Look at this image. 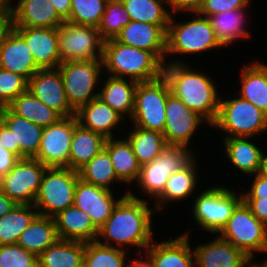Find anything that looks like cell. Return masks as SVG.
Wrapping results in <instances>:
<instances>
[{"instance_id": "cell-1", "label": "cell", "mask_w": 267, "mask_h": 267, "mask_svg": "<svg viewBox=\"0 0 267 267\" xmlns=\"http://www.w3.org/2000/svg\"><path fill=\"white\" fill-rule=\"evenodd\" d=\"M136 194L132 187L129 195L117 203L107 221L98 228L96 241L126 251L135 247L139 256L155 239L152 224L156 211L147 199Z\"/></svg>"}, {"instance_id": "cell-2", "label": "cell", "mask_w": 267, "mask_h": 267, "mask_svg": "<svg viewBox=\"0 0 267 267\" xmlns=\"http://www.w3.org/2000/svg\"><path fill=\"white\" fill-rule=\"evenodd\" d=\"M189 63L164 64L163 76L171 93L200 115L210 128L217 118L222 94H219L214 78L204 70H194Z\"/></svg>"}, {"instance_id": "cell-3", "label": "cell", "mask_w": 267, "mask_h": 267, "mask_svg": "<svg viewBox=\"0 0 267 267\" xmlns=\"http://www.w3.org/2000/svg\"><path fill=\"white\" fill-rule=\"evenodd\" d=\"M188 14H191L192 17L187 21L180 22L179 19L176 21V14L170 18L166 34L165 64L186 63L188 60L185 61L183 56H199V54L202 56L203 52L205 54L211 50L217 51V49L223 48L215 37L208 17L197 12ZM178 54L179 57L182 56L183 60L179 59ZM171 55L178 58L168 61L167 57Z\"/></svg>"}, {"instance_id": "cell-4", "label": "cell", "mask_w": 267, "mask_h": 267, "mask_svg": "<svg viewBox=\"0 0 267 267\" xmlns=\"http://www.w3.org/2000/svg\"><path fill=\"white\" fill-rule=\"evenodd\" d=\"M103 71L109 76L148 82L163 76L164 63L150 51L122 44L115 39L104 41Z\"/></svg>"}, {"instance_id": "cell-5", "label": "cell", "mask_w": 267, "mask_h": 267, "mask_svg": "<svg viewBox=\"0 0 267 267\" xmlns=\"http://www.w3.org/2000/svg\"><path fill=\"white\" fill-rule=\"evenodd\" d=\"M226 186H205L191 201L192 219L204 233L219 234L227 224L236 206L242 201V193ZM236 192V193H235ZM195 197V198H194Z\"/></svg>"}, {"instance_id": "cell-6", "label": "cell", "mask_w": 267, "mask_h": 267, "mask_svg": "<svg viewBox=\"0 0 267 267\" xmlns=\"http://www.w3.org/2000/svg\"><path fill=\"white\" fill-rule=\"evenodd\" d=\"M210 127L221 131L220 137L223 138L258 139L262 133L267 135V115L239 95L232 99L228 97L223 99V96H220L218 115Z\"/></svg>"}, {"instance_id": "cell-7", "label": "cell", "mask_w": 267, "mask_h": 267, "mask_svg": "<svg viewBox=\"0 0 267 267\" xmlns=\"http://www.w3.org/2000/svg\"><path fill=\"white\" fill-rule=\"evenodd\" d=\"M79 172L67 167H47L43 173L34 207L39 215L54 217L74 205Z\"/></svg>"}, {"instance_id": "cell-8", "label": "cell", "mask_w": 267, "mask_h": 267, "mask_svg": "<svg viewBox=\"0 0 267 267\" xmlns=\"http://www.w3.org/2000/svg\"><path fill=\"white\" fill-rule=\"evenodd\" d=\"M219 236L255 260V263L256 254H267V226L259 221L243 200L236 206Z\"/></svg>"}, {"instance_id": "cell-9", "label": "cell", "mask_w": 267, "mask_h": 267, "mask_svg": "<svg viewBox=\"0 0 267 267\" xmlns=\"http://www.w3.org/2000/svg\"><path fill=\"white\" fill-rule=\"evenodd\" d=\"M62 76L70 106L77 111L99 96L103 71L102 59L62 62L57 68ZM98 90V91H97Z\"/></svg>"}, {"instance_id": "cell-10", "label": "cell", "mask_w": 267, "mask_h": 267, "mask_svg": "<svg viewBox=\"0 0 267 267\" xmlns=\"http://www.w3.org/2000/svg\"><path fill=\"white\" fill-rule=\"evenodd\" d=\"M171 94L164 76L159 79L137 83L134 110L129 121L139 128L164 132L166 103Z\"/></svg>"}, {"instance_id": "cell-11", "label": "cell", "mask_w": 267, "mask_h": 267, "mask_svg": "<svg viewBox=\"0 0 267 267\" xmlns=\"http://www.w3.org/2000/svg\"><path fill=\"white\" fill-rule=\"evenodd\" d=\"M194 149L183 146L167 145L152 162L141 166L140 175L135 183L137 192H143L147 200L156 199L164 190L171 174L185 167L195 156ZM150 198V199H149Z\"/></svg>"}, {"instance_id": "cell-12", "label": "cell", "mask_w": 267, "mask_h": 267, "mask_svg": "<svg viewBox=\"0 0 267 267\" xmlns=\"http://www.w3.org/2000/svg\"><path fill=\"white\" fill-rule=\"evenodd\" d=\"M58 49L61 63L103 59L104 40L96 27L64 21L58 27Z\"/></svg>"}, {"instance_id": "cell-13", "label": "cell", "mask_w": 267, "mask_h": 267, "mask_svg": "<svg viewBox=\"0 0 267 267\" xmlns=\"http://www.w3.org/2000/svg\"><path fill=\"white\" fill-rule=\"evenodd\" d=\"M46 168L35 158H21L2 176L1 190L17 205H33Z\"/></svg>"}, {"instance_id": "cell-14", "label": "cell", "mask_w": 267, "mask_h": 267, "mask_svg": "<svg viewBox=\"0 0 267 267\" xmlns=\"http://www.w3.org/2000/svg\"><path fill=\"white\" fill-rule=\"evenodd\" d=\"M77 123L76 116L72 115L62 117L56 123L44 127L35 159L46 167L69 168L71 140Z\"/></svg>"}, {"instance_id": "cell-15", "label": "cell", "mask_w": 267, "mask_h": 267, "mask_svg": "<svg viewBox=\"0 0 267 267\" xmlns=\"http://www.w3.org/2000/svg\"><path fill=\"white\" fill-rule=\"evenodd\" d=\"M166 124L164 138L167 145L183 146L188 149L193 143L192 139L201 124L206 127L208 123L195 111L189 109L179 98L172 93L166 103ZM192 142V143H191Z\"/></svg>"}, {"instance_id": "cell-16", "label": "cell", "mask_w": 267, "mask_h": 267, "mask_svg": "<svg viewBox=\"0 0 267 267\" xmlns=\"http://www.w3.org/2000/svg\"><path fill=\"white\" fill-rule=\"evenodd\" d=\"M113 192L79 178L75 189L74 206L87 213L93 224L100 228L107 221L117 203L124 196L129 195V191H126L116 197V192Z\"/></svg>"}, {"instance_id": "cell-17", "label": "cell", "mask_w": 267, "mask_h": 267, "mask_svg": "<svg viewBox=\"0 0 267 267\" xmlns=\"http://www.w3.org/2000/svg\"><path fill=\"white\" fill-rule=\"evenodd\" d=\"M190 230L187 228V231L170 240L168 238L159 242L154 239L143 255L152 267H195Z\"/></svg>"}, {"instance_id": "cell-18", "label": "cell", "mask_w": 267, "mask_h": 267, "mask_svg": "<svg viewBox=\"0 0 267 267\" xmlns=\"http://www.w3.org/2000/svg\"><path fill=\"white\" fill-rule=\"evenodd\" d=\"M27 89L61 117L75 115L64 90L58 69L38 70L29 80Z\"/></svg>"}, {"instance_id": "cell-19", "label": "cell", "mask_w": 267, "mask_h": 267, "mask_svg": "<svg viewBox=\"0 0 267 267\" xmlns=\"http://www.w3.org/2000/svg\"><path fill=\"white\" fill-rule=\"evenodd\" d=\"M195 267H252L255 261L218 234L206 243L193 246Z\"/></svg>"}, {"instance_id": "cell-20", "label": "cell", "mask_w": 267, "mask_h": 267, "mask_svg": "<svg viewBox=\"0 0 267 267\" xmlns=\"http://www.w3.org/2000/svg\"><path fill=\"white\" fill-rule=\"evenodd\" d=\"M8 8L12 28H58L65 20L50 0H16Z\"/></svg>"}, {"instance_id": "cell-21", "label": "cell", "mask_w": 267, "mask_h": 267, "mask_svg": "<svg viewBox=\"0 0 267 267\" xmlns=\"http://www.w3.org/2000/svg\"><path fill=\"white\" fill-rule=\"evenodd\" d=\"M168 25H154L130 21L115 38L116 41L138 49L153 52L164 64Z\"/></svg>"}, {"instance_id": "cell-22", "label": "cell", "mask_w": 267, "mask_h": 267, "mask_svg": "<svg viewBox=\"0 0 267 267\" xmlns=\"http://www.w3.org/2000/svg\"><path fill=\"white\" fill-rule=\"evenodd\" d=\"M27 43L40 70L57 69L61 64L58 28H13Z\"/></svg>"}, {"instance_id": "cell-23", "label": "cell", "mask_w": 267, "mask_h": 267, "mask_svg": "<svg viewBox=\"0 0 267 267\" xmlns=\"http://www.w3.org/2000/svg\"><path fill=\"white\" fill-rule=\"evenodd\" d=\"M197 161L195 156L185 167L169 176L163 192L152 201L156 213L165 209V206L168 207V203L170 205L174 202L180 203L182 200L192 199L193 194L194 196L197 194L196 189L200 184L199 180L202 181L198 172L200 169H197L201 165H198Z\"/></svg>"}, {"instance_id": "cell-24", "label": "cell", "mask_w": 267, "mask_h": 267, "mask_svg": "<svg viewBox=\"0 0 267 267\" xmlns=\"http://www.w3.org/2000/svg\"><path fill=\"white\" fill-rule=\"evenodd\" d=\"M75 116L82 127L100 133L106 138L117 137L118 134L121 135L120 130L116 129L121 126L120 129L123 132V129L127 127H122L126 120L99 97L81 106L75 112Z\"/></svg>"}, {"instance_id": "cell-25", "label": "cell", "mask_w": 267, "mask_h": 267, "mask_svg": "<svg viewBox=\"0 0 267 267\" xmlns=\"http://www.w3.org/2000/svg\"><path fill=\"white\" fill-rule=\"evenodd\" d=\"M0 68L19 74L27 81L40 70L26 41L12 27L0 46Z\"/></svg>"}, {"instance_id": "cell-26", "label": "cell", "mask_w": 267, "mask_h": 267, "mask_svg": "<svg viewBox=\"0 0 267 267\" xmlns=\"http://www.w3.org/2000/svg\"><path fill=\"white\" fill-rule=\"evenodd\" d=\"M0 120L13 132L15 155L35 158L41 142L43 127L14 114L7 106L0 107Z\"/></svg>"}, {"instance_id": "cell-27", "label": "cell", "mask_w": 267, "mask_h": 267, "mask_svg": "<svg viewBox=\"0 0 267 267\" xmlns=\"http://www.w3.org/2000/svg\"><path fill=\"white\" fill-rule=\"evenodd\" d=\"M253 138V139H252ZM222 150L227 162L238 169L243 176H252L261 170L264 148L253 142L255 137H230L222 138Z\"/></svg>"}, {"instance_id": "cell-28", "label": "cell", "mask_w": 267, "mask_h": 267, "mask_svg": "<svg viewBox=\"0 0 267 267\" xmlns=\"http://www.w3.org/2000/svg\"><path fill=\"white\" fill-rule=\"evenodd\" d=\"M104 149L110 156L116 176L124 186L127 184L126 190L130 191L137 182L141 170V164L138 162L130 142L125 136L123 138L119 136L107 138Z\"/></svg>"}, {"instance_id": "cell-29", "label": "cell", "mask_w": 267, "mask_h": 267, "mask_svg": "<svg viewBox=\"0 0 267 267\" xmlns=\"http://www.w3.org/2000/svg\"><path fill=\"white\" fill-rule=\"evenodd\" d=\"M54 220L61 240L91 242L97 239L98 228L90 216L74 205L60 211L54 216Z\"/></svg>"}, {"instance_id": "cell-30", "label": "cell", "mask_w": 267, "mask_h": 267, "mask_svg": "<svg viewBox=\"0 0 267 267\" xmlns=\"http://www.w3.org/2000/svg\"><path fill=\"white\" fill-rule=\"evenodd\" d=\"M254 61L242 66L239 75L241 89H238L236 96L254 104L267 115V64L262 60Z\"/></svg>"}, {"instance_id": "cell-31", "label": "cell", "mask_w": 267, "mask_h": 267, "mask_svg": "<svg viewBox=\"0 0 267 267\" xmlns=\"http://www.w3.org/2000/svg\"><path fill=\"white\" fill-rule=\"evenodd\" d=\"M106 78V79H105ZM101 79L99 87V98L108 104L114 111L120 114L125 120H130L134 110L135 91L137 82L116 78L107 75ZM103 80V81H102Z\"/></svg>"}, {"instance_id": "cell-32", "label": "cell", "mask_w": 267, "mask_h": 267, "mask_svg": "<svg viewBox=\"0 0 267 267\" xmlns=\"http://www.w3.org/2000/svg\"><path fill=\"white\" fill-rule=\"evenodd\" d=\"M248 12V8L236 9L208 17L215 37L223 48L235 44L237 40L243 38L246 40L253 36L250 29L248 31L247 27L249 25L246 26L250 22L247 19V16H249Z\"/></svg>"}, {"instance_id": "cell-33", "label": "cell", "mask_w": 267, "mask_h": 267, "mask_svg": "<svg viewBox=\"0 0 267 267\" xmlns=\"http://www.w3.org/2000/svg\"><path fill=\"white\" fill-rule=\"evenodd\" d=\"M106 140L104 135L77 123L71 140L69 168L78 171L104 149Z\"/></svg>"}, {"instance_id": "cell-34", "label": "cell", "mask_w": 267, "mask_h": 267, "mask_svg": "<svg viewBox=\"0 0 267 267\" xmlns=\"http://www.w3.org/2000/svg\"><path fill=\"white\" fill-rule=\"evenodd\" d=\"M58 240L54 217L38 215L21 233L16 244L39 256Z\"/></svg>"}, {"instance_id": "cell-35", "label": "cell", "mask_w": 267, "mask_h": 267, "mask_svg": "<svg viewBox=\"0 0 267 267\" xmlns=\"http://www.w3.org/2000/svg\"><path fill=\"white\" fill-rule=\"evenodd\" d=\"M85 242L59 239L38 256V267H83Z\"/></svg>"}, {"instance_id": "cell-36", "label": "cell", "mask_w": 267, "mask_h": 267, "mask_svg": "<svg viewBox=\"0 0 267 267\" xmlns=\"http://www.w3.org/2000/svg\"><path fill=\"white\" fill-rule=\"evenodd\" d=\"M7 107L14 114L28 119L43 128L56 123L62 118L28 89L15 98Z\"/></svg>"}, {"instance_id": "cell-37", "label": "cell", "mask_w": 267, "mask_h": 267, "mask_svg": "<svg viewBox=\"0 0 267 267\" xmlns=\"http://www.w3.org/2000/svg\"><path fill=\"white\" fill-rule=\"evenodd\" d=\"M125 136L130 142L141 166L152 162L167 146L163 133L134 125H131L129 133Z\"/></svg>"}, {"instance_id": "cell-38", "label": "cell", "mask_w": 267, "mask_h": 267, "mask_svg": "<svg viewBox=\"0 0 267 267\" xmlns=\"http://www.w3.org/2000/svg\"><path fill=\"white\" fill-rule=\"evenodd\" d=\"M38 215L34 205H16L0 217V245L16 244L21 233Z\"/></svg>"}, {"instance_id": "cell-39", "label": "cell", "mask_w": 267, "mask_h": 267, "mask_svg": "<svg viewBox=\"0 0 267 267\" xmlns=\"http://www.w3.org/2000/svg\"><path fill=\"white\" fill-rule=\"evenodd\" d=\"M131 21L169 25L172 16L168 0H121Z\"/></svg>"}, {"instance_id": "cell-40", "label": "cell", "mask_w": 267, "mask_h": 267, "mask_svg": "<svg viewBox=\"0 0 267 267\" xmlns=\"http://www.w3.org/2000/svg\"><path fill=\"white\" fill-rule=\"evenodd\" d=\"M79 178L113 191L112 186L123 184L116 176L115 169L108 152L103 149L79 170Z\"/></svg>"}, {"instance_id": "cell-41", "label": "cell", "mask_w": 267, "mask_h": 267, "mask_svg": "<svg viewBox=\"0 0 267 267\" xmlns=\"http://www.w3.org/2000/svg\"><path fill=\"white\" fill-rule=\"evenodd\" d=\"M128 252L97 241L85 242L83 267H127Z\"/></svg>"}, {"instance_id": "cell-42", "label": "cell", "mask_w": 267, "mask_h": 267, "mask_svg": "<svg viewBox=\"0 0 267 267\" xmlns=\"http://www.w3.org/2000/svg\"><path fill=\"white\" fill-rule=\"evenodd\" d=\"M130 17L121 0H108L98 31L104 41L115 39L123 27L130 23Z\"/></svg>"}, {"instance_id": "cell-43", "label": "cell", "mask_w": 267, "mask_h": 267, "mask_svg": "<svg viewBox=\"0 0 267 267\" xmlns=\"http://www.w3.org/2000/svg\"><path fill=\"white\" fill-rule=\"evenodd\" d=\"M108 0H71V12L66 22L98 28Z\"/></svg>"}, {"instance_id": "cell-44", "label": "cell", "mask_w": 267, "mask_h": 267, "mask_svg": "<svg viewBox=\"0 0 267 267\" xmlns=\"http://www.w3.org/2000/svg\"><path fill=\"white\" fill-rule=\"evenodd\" d=\"M28 81L21 75L0 68V107L8 106L27 90Z\"/></svg>"}, {"instance_id": "cell-45", "label": "cell", "mask_w": 267, "mask_h": 267, "mask_svg": "<svg viewBox=\"0 0 267 267\" xmlns=\"http://www.w3.org/2000/svg\"><path fill=\"white\" fill-rule=\"evenodd\" d=\"M0 267H38V256L17 244L0 245Z\"/></svg>"}, {"instance_id": "cell-46", "label": "cell", "mask_w": 267, "mask_h": 267, "mask_svg": "<svg viewBox=\"0 0 267 267\" xmlns=\"http://www.w3.org/2000/svg\"><path fill=\"white\" fill-rule=\"evenodd\" d=\"M252 0H204L198 14L209 17L218 13L249 8Z\"/></svg>"}, {"instance_id": "cell-47", "label": "cell", "mask_w": 267, "mask_h": 267, "mask_svg": "<svg viewBox=\"0 0 267 267\" xmlns=\"http://www.w3.org/2000/svg\"><path fill=\"white\" fill-rule=\"evenodd\" d=\"M250 186L245 190L242 189V198H267V176L258 172L255 175L250 176Z\"/></svg>"}, {"instance_id": "cell-48", "label": "cell", "mask_w": 267, "mask_h": 267, "mask_svg": "<svg viewBox=\"0 0 267 267\" xmlns=\"http://www.w3.org/2000/svg\"><path fill=\"white\" fill-rule=\"evenodd\" d=\"M204 0H168L169 9L171 14L180 13L185 15L186 13L198 12L201 8Z\"/></svg>"}, {"instance_id": "cell-49", "label": "cell", "mask_w": 267, "mask_h": 267, "mask_svg": "<svg viewBox=\"0 0 267 267\" xmlns=\"http://www.w3.org/2000/svg\"><path fill=\"white\" fill-rule=\"evenodd\" d=\"M251 212L267 226V198H242Z\"/></svg>"}, {"instance_id": "cell-50", "label": "cell", "mask_w": 267, "mask_h": 267, "mask_svg": "<svg viewBox=\"0 0 267 267\" xmlns=\"http://www.w3.org/2000/svg\"><path fill=\"white\" fill-rule=\"evenodd\" d=\"M18 160L15 154L0 146V175L7 174Z\"/></svg>"}, {"instance_id": "cell-51", "label": "cell", "mask_w": 267, "mask_h": 267, "mask_svg": "<svg viewBox=\"0 0 267 267\" xmlns=\"http://www.w3.org/2000/svg\"><path fill=\"white\" fill-rule=\"evenodd\" d=\"M0 146L15 154L13 132L0 120Z\"/></svg>"}, {"instance_id": "cell-52", "label": "cell", "mask_w": 267, "mask_h": 267, "mask_svg": "<svg viewBox=\"0 0 267 267\" xmlns=\"http://www.w3.org/2000/svg\"><path fill=\"white\" fill-rule=\"evenodd\" d=\"M11 14L8 7L0 11V46L6 33L11 29Z\"/></svg>"}, {"instance_id": "cell-53", "label": "cell", "mask_w": 267, "mask_h": 267, "mask_svg": "<svg viewBox=\"0 0 267 267\" xmlns=\"http://www.w3.org/2000/svg\"><path fill=\"white\" fill-rule=\"evenodd\" d=\"M57 13L66 21L71 12V0H50Z\"/></svg>"}, {"instance_id": "cell-54", "label": "cell", "mask_w": 267, "mask_h": 267, "mask_svg": "<svg viewBox=\"0 0 267 267\" xmlns=\"http://www.w3.org/2000/svg\"><path fill=\"white\" fill-rule=\"evenodd\" d=\"M17 204L0 190V217L9 213Z\"/></svg>"}, {"instance_id": "cell-55", "label": "cell", "mask_w": 267, "mask_h": 267, "mask_svg": "<svg viewBox=\"0 0 267 267\" xmlns=\"http://www.w3.org/2000/svg\"><path fill=\"white\" fill-rule=\"evenodd\" d=\"M134 259H130L127 267H152V264L144 255H135ZM141 256V257H140Z\"/></svg>"}, {"instance_id": "cell-56", "label": "cell", "mask_w": 267, "mask_h": 267, "mask_svg": "<svg viewBox=\"0 0 267 267\" xmlns=\"http://www.w3.org/2000/svg\"><path fill=\"white\" fill-rule=\"evenodd\" d=\"M260 173L267 176V152L263 151Z\"/></svg>"}, {"instance_id": "cell-57", "label": "cell", "mask_w": 267, "mask_h": 267, "mask_svg": "<svg viewBox=\"0 0 267 267\" xmlns=\"http://www.w3.org/2000/svg\"><path fill=\"white\" fill-rule=\"evenodd\" d=\"M264 259L260 260V262H256V267H267V259L266 258H264Z\"/></svg>"}, {"instance_id": "cell-58", "label": "cell", "mask_w": 267, "mask_h": 267, "mask_svg": "<svg viewBox=\"0 0 267 267\" xmlns=\"http://www.w3.org/2000/svg\"><path fill=\"white\" fill-rule=\"evenodd\" d=\"M6 7L11 5V0H0Z\"/></svg>"}, {"instance_id": "cell-59", "label": "cell", "mask_w": 267, "mask_h": 267, "mask_svg": "<svg viewBox=\"0 0 267 267\" xmlns=\"http://www.w3.org/2000/svg\"><path fill=\"white\" fill-rule=\"evenodd\" d=\"M5 8H6V6L0 1V11L5 9Z\"/></svg>"}, {"instance_id": "cell-60", "label": "cell", "mask_w": 267, "mask_h": 267, "mask_svg": "<svg viewBox=\"0 0 267 267\" xmlns=\"http://www.w3.org/2000/svg\"><path fill=\"white\" fill-rule=\"evenodd\" d=\"M2 176L0 175V190H1Z\"/></svg>"}]
</instances>
